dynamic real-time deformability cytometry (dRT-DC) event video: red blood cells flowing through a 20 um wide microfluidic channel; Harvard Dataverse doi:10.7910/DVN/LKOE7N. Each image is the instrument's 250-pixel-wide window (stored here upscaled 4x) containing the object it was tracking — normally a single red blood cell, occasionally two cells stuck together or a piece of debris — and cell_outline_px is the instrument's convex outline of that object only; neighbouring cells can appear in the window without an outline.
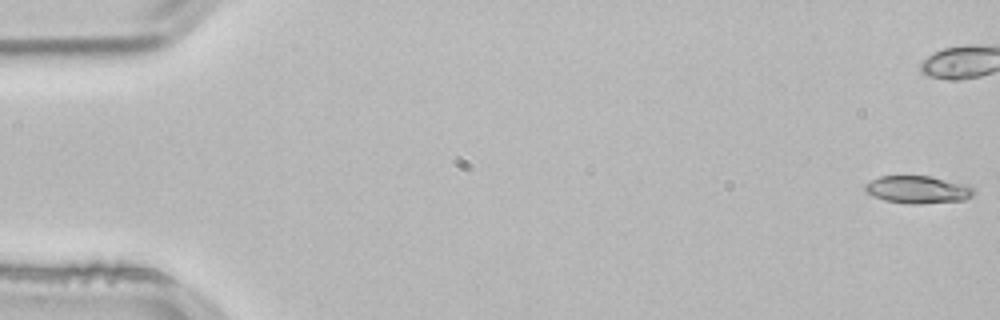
{"species": "common noctule bat (a hibernating species)", "species_latin": "Nyctalus noctula", "temperature_condition": "room temperature", "stored_images_in_passage": 16, "camera_frame_rate_fps": 3000, "um_per_image_px": 0.085, "animal": {"sex": "male", "body_mass_g": 21.5, "forearm_length_mm": 52.0}, "frame": {"image": 1, "passage_image": 1, "time_ms": 0.0, "image_size_px": [1000, 320], "cell_outline_px": [[976, 192], [972, 196], [964, 200], [912, 204], [908, 204], [884, 200], [872, 196], [864, 188], [864, 184], [880, 176], [932, 176], [968, 184], [976, 188]], "centroid_in_image_um": [78.06, 16.11], "position_along_channel_um": 6.9, "area_um2": 17.63}}